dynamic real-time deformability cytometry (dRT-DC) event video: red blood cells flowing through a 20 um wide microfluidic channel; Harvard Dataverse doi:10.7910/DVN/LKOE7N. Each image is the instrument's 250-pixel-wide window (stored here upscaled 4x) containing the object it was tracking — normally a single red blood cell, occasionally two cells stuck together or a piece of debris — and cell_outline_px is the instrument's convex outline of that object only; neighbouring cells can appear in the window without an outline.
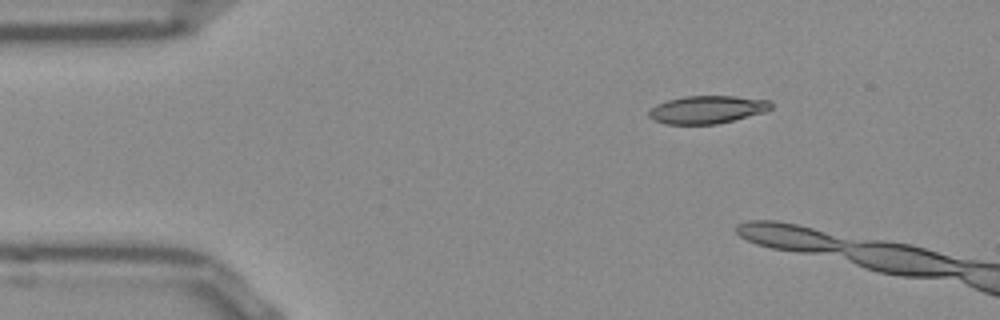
{"species": "Egyptian fruit bat (a non-hibernating species)", "species_latin": "Rousettus aegyptiacus", "temperature_condition": "room temperature", "stored_images_in_passage": 7, "camera_frame_rate_fps": 3000, "um_per_image_px": 0.085, "frame": {"image": 1, "passage_image": 2, "time_ms": 0.333, "image_size_px": [1000, 320], "cell_outline_px": [[772, 108], [764, 112], [716, 124], [664, 124], [652, 120], [648, 116], [648, 112], [656, 104], [668, 100], [684, 96], [736, 96], [768, 100], [772, 104]], "centroid_in_image_um": [60.07, 9.31], "position_along_channel_um": 24.9, "area_um2": 19.77}}